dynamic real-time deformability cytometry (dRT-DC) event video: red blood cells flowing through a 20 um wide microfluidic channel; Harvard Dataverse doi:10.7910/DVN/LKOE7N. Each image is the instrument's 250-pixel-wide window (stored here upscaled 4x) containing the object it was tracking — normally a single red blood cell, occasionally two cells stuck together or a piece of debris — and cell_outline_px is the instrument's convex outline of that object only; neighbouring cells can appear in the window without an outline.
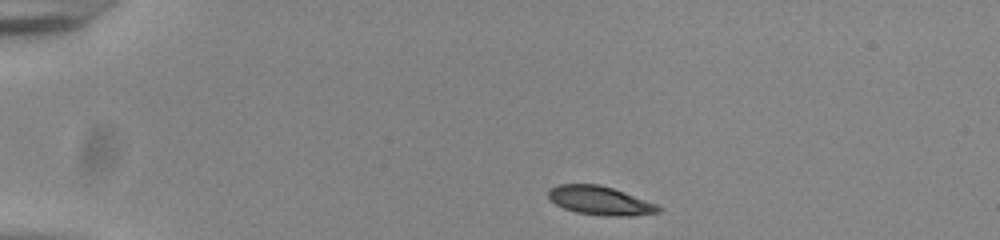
{"species": "common noctule bat (a hibernating species)", "species_latin": "Nyctalus noctula", "temperature_condition": "room temperature", "stored_images_in_passage": 35, "camera_frame_rate_fps": 3000, "um_per_image_px": 0.085, "animal": {"sex": "male", "body_mass_g": 20.0, "forearm_length_mm": 53.3}, "frame": {"image": 1, "passage_image": 1, "time_ms": 0.0, "image_size_px": [1000, 240], "cell_outline_px": [[664, 208], [660, 212], [636, 216], [604, 216], [576, 212], [564, 208], [556, 204], [548, 196], [548, 188], [556, 184], [600, 184], [624, 192], [656, 204]], "centroid_in_image_um": [51.01, 17.05], "position_along_channel_um": 34.0, "area_um2": 18.55}}
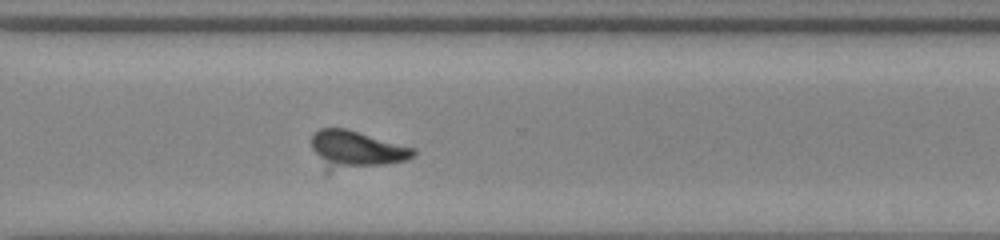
{"frame": {"image": 2, "passage_image": 30, "time_ms": 9.667, "image_size_px": [1000, 240], "cell_outline_px": [[416, 152], [408, 160], [384, 164], [328, 172], [324, 172], [312, 148], [312, 136], [320, 128], [344, 128], [416, 148]], "centroid_in_image_um": [30.22, 12.74], "position_along_channel_um": 340.4, "area_um2": 22.31}}
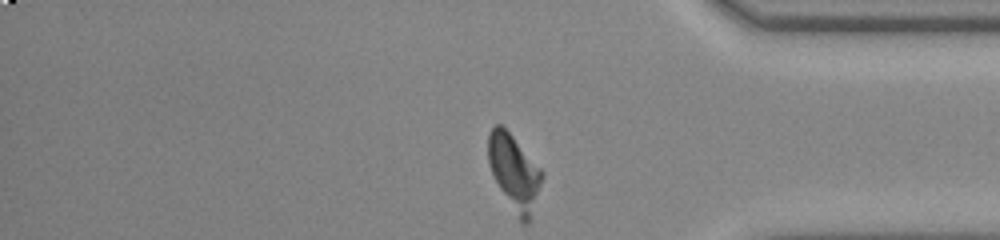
{"frame": {"image": 3, "passage_image": 35, "time_ms": 11.333, "image_size_px": [1000, 240], "cell_outline_px": [[544, 176], [528, 224], [520, 224], [500, 188], [488, 164], [488, 132], [496, 124], [500, 124], [512, 136], [544, 172]], "centroid_in_image_um": [43.71, 14.67], "position_along_channel_um": 391.5, "area_um2": 23.24}}